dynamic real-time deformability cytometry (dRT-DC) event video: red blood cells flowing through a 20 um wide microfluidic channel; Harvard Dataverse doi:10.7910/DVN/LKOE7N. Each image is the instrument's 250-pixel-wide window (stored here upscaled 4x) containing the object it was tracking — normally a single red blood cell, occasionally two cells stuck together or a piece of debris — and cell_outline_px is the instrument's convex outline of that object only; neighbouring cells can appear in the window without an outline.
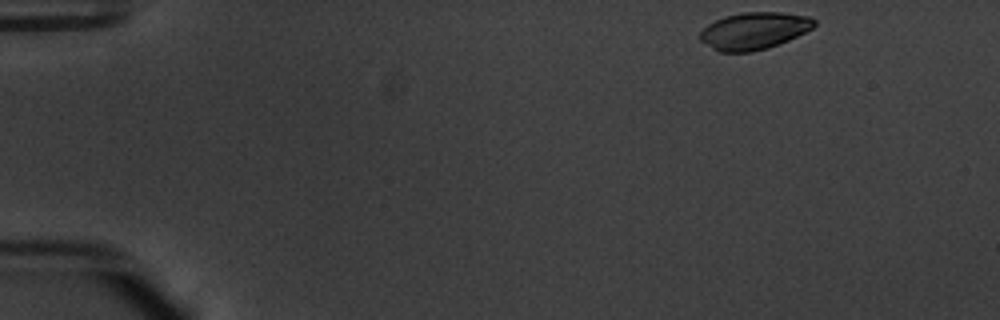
{"species": "common noctule bat (a hibernating species)", "species_latin": "Nyctalus noctula", "temperature_condition": "warm", "stored_images_in_passage": 49, "camera_frame_rate_fps": 3000, "um_per_image_px": 0.085, "animal": {"sex": "male", "body_mass_g": 20.1, "forearm_length_mm": 53.5}, "frame": {"image": 1, "passage_image": 1, "time_ms": 0.0, "image_size_px": [1000, 320], "cell_outline_px": [[816, 24], [812, 28], [788, 40], [768, 48], [752, 52], [716, 52], [700, 40], [700, 32], [708, 24], [724, 16], [744, 12], [780, 12], [812, 16], [816, 20]], "centroid_in_image_um": [64.09, 2.62], "position_along_channel_um": 20.9, "area_um2": 24.8}}
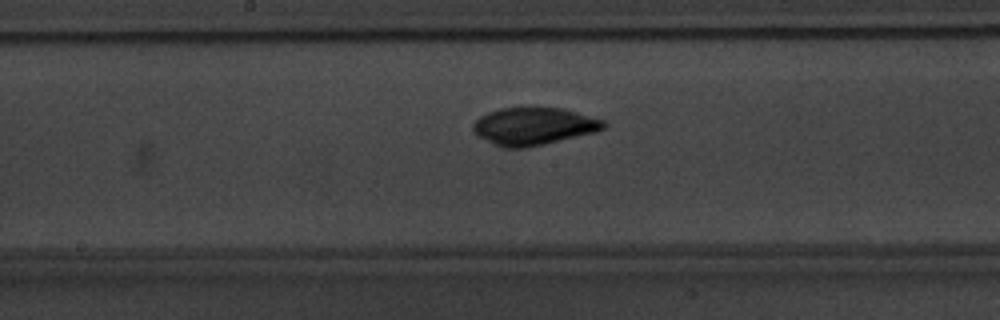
{"frame": {"image": 2, "passage_image": 24, "time_ms": 7.667, "image_size_px": [1000, 320], "cell_outline_px": [[608, 124], [604, 128], [596, 132], [544, 144], [524, 148], [504, 148], [476, 136], [472, 132], [472, 124], [480, 116], [488, 112], [500, 108], [560, 108], [576, 112], [604, 120]], "centroid_in_image_um": [45.34, 10.74], "position_along_channel_um": 202.9, "area_um2": 28.5}}
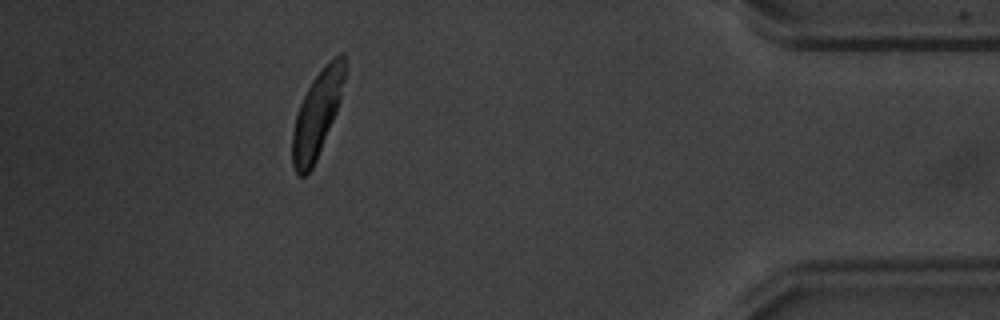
{"frame": {"image": 3, "passage_image": 44, "time_ms": 14.333, "image_size_px": [1000, 320], "cell_outline_px": [[344, 80], [340, 100], [336, 112], [316, 160], [312, 168], [304, 176], [300, 176], [296, 172], [292, 164], [292, 132], [296, 116], [300, 104], [312, 80], [328, 60], [340, 52], [344, 52]], "centroid_in_image_um": [26.94, 9.69], "position_along_channel_um": 408.3, "area_um2": 25.78}, "authors_computed_cell_mechanics": {"area_um2": 26.2412, "velocity_mm_per_s": 3.7457, "shape_relaxation_time_tau1_ms": 5.5904, "shape_relaxation_time_tau2_ms": null, "deformation_change_tau1": 0.3234, "deformation_change_tau2": null}}